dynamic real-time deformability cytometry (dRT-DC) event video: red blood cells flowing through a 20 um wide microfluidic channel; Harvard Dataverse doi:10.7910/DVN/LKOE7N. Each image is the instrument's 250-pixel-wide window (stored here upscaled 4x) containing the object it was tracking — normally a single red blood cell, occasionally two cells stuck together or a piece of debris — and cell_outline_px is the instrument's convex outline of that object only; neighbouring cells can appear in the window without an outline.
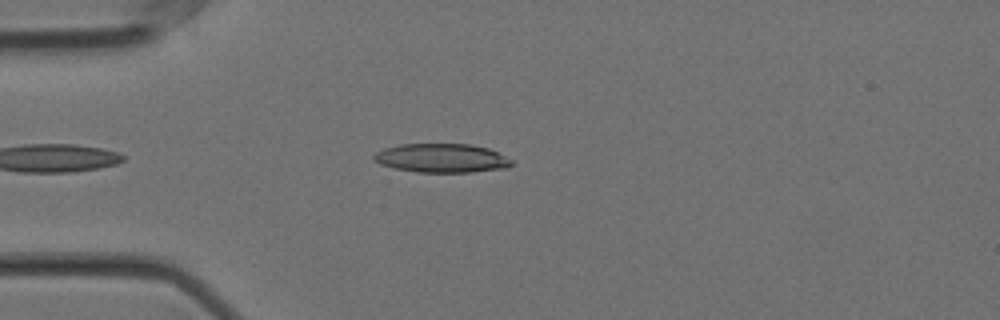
{"species": "Egyptian fruit bat (a non-hibernating species)", "species_latin": "Rousettus aegyptiacus", "temperature_condition": "cold", "stored_images_in_passage": 32, "camera_frame_rate_fps": 3000, "um_per_image_px": 0.085, "animal": {"sex": "female"}, "frame": {"image": 1, "passage_image": 6, "time_ms": 1.667, "image_size_px": [1000, 320], "cell_outline_px": [[512, 164], [508, 168], [472, 172], [416, 172], [396, 168], [380, 164], [372, 160], [372, 156], [376, 152], [384, 148], [400, 144], [468, 144], [488, 148], [512, 160]], "centroid_in_image_um": [37.52, 13.44], "position_along_channel_um": 47.5, "area_um2": 23.18}}
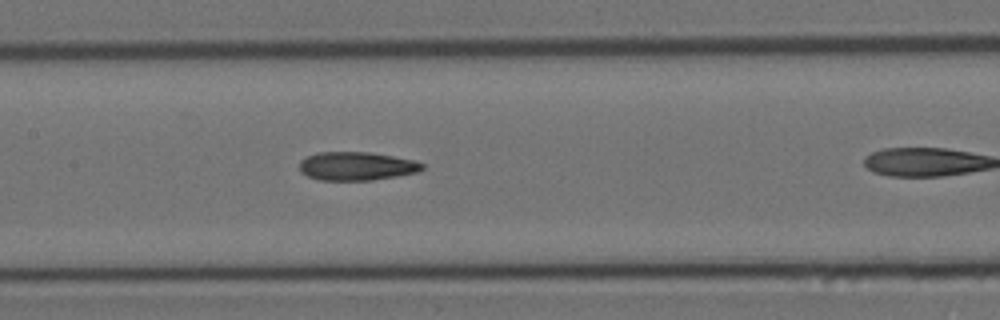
{"frame": {"image": 2, "passage_image": 14, "time_ms": 4.333, "image_size_px": [1000, 320], "cell_outline_px": [[424, 168], [416, 172], [396, 176], [372, 180], [320, 180], [308, 176], [300, 172], [300, 160], [316, 152], [368, 152], [392, 156], [412, 160], [424, 164]], "centroid_in_image_um": [30.27, 14.12], "position_along_channel_um": 177.1, "area_um2": 20.23}}
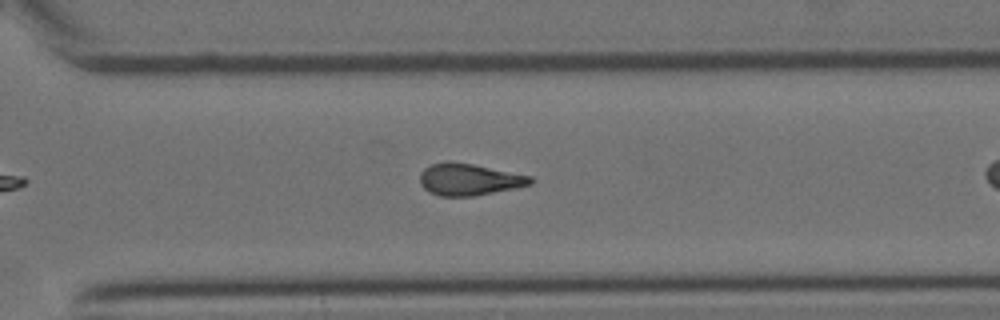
{"frame": {"image": 3, "passage_image": 27, "time_ms": 8.667, "image_size_px": [1000, 320], "cell_outline_px": [[532, 184], [516, 188], [472, 196], [440, 196], [428, 192], [420, 184], [420, 172], [428, 164], [448, 160], [472, 164], [532, 176]], "centroid_in_image_um": [39.82, 15.24], "position_along_channel_um": 330.8, "area_um2": 20.63}}